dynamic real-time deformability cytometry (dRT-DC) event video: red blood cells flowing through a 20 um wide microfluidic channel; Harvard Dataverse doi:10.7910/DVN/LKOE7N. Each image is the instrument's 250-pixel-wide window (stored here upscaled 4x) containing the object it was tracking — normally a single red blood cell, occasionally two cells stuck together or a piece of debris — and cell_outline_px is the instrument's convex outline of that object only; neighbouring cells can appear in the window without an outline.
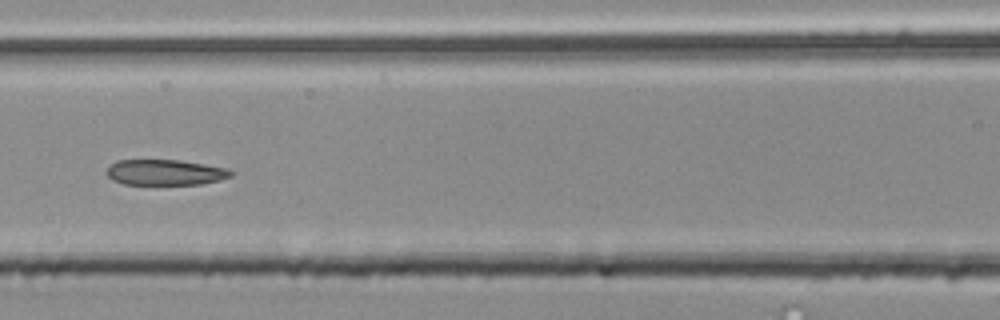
{"species": "common noctule bat (a hibernating species)", "species_latin": "Nyctalus noctula", "temperature_condition": "room temperature", "stored_images_in_passage": 56, "segment_of_instrument_passage": [2, 2], "camera_frame_rate_fps": 3000, "um_per_image_px": 0.085, "animal": {"sex": "male", "body_mass_g": 20.4}, "frame": {"image": 1, "passage_image": 26, "time_ms": 8.333, "image_size_px": [1000, 320], "cell_outline_px": [[232, 176], [220, 180], [200, 184], [124, 184], [112, 180], [104, 172], [116, 160], [180, 160], [228, 168], [232, 172]], "centroid_in_image_um": [14.03, 14.65], "position_along_channel_um": 152.6, "area_um2": 18.55}}
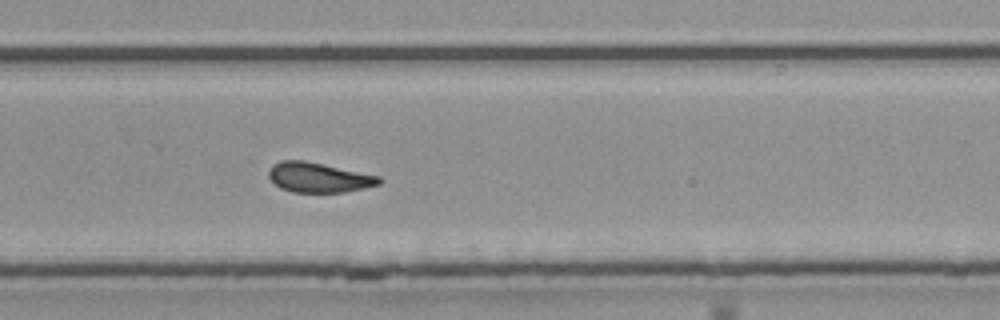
{"frame": {"image": 2, "passage_image": 38, "time_ms": 12.333, "image_size_px": [1000, 320], "cell_outline_px": [[384, 180], [380, 184], [364, 188], [344, 192], [292, 192], [280, 188], [268, 176], [268, 172], [272, 164], [280, 160], [304, 160], [380, 176]], "centroid_in_image_um": [27.09, 15.08], "position_along_channel_um": 302.7, "area_um2": 19.25}}
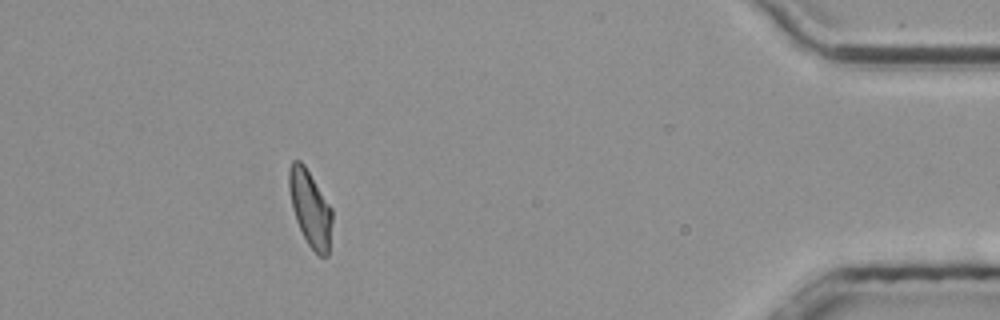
{"frame": {"image": 3, "passage_image": 51, "time_ms": 16.667, "image_size_px": [1000, 320], "cell_outline_px": [[332, 220], [328, 256], [320, 256], [308, 244], [296, 220], [292, 204], [288, 184], [288, 168], [292, 160], [300, 160], [304, 164], [332, 208]], "centroid_in_image_um": [26.37, 17.67], "position_along_channel_um": 408.8, "area_um2": 18.9}}